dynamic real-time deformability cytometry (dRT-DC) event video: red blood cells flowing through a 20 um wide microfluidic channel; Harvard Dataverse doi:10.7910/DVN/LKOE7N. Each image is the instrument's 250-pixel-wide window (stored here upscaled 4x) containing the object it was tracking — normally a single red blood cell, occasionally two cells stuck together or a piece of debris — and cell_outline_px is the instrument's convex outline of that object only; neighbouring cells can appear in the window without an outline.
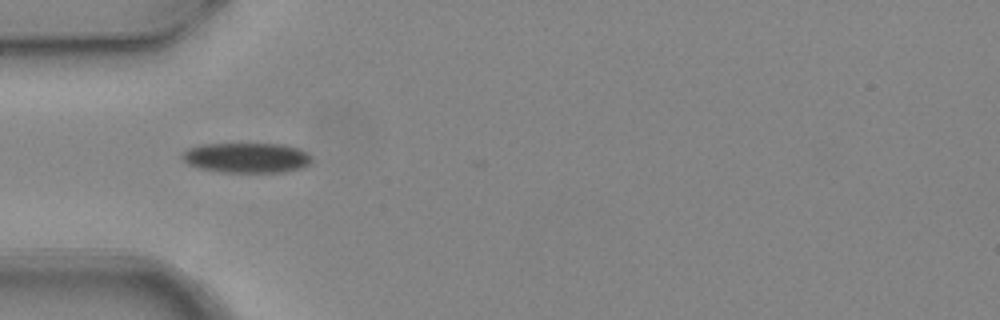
{"species": "common noctule bat (a hibernating species)", "species_latin": "Nyctalus noctula", "temperature_condition": "warm", "stored_images_in_passage": 5, "camera_frame_rate_fps": 3000, "um_per_image_px": 0.085, "animal": {"sex": "female", "body_mass_g": 24.6, "forearm_length_mm": 56.2}, "frame": {"image": 1, "passage_image": 3, "time_ms": 0.667, "image_size_px": [1000, 320], "cell_outline_px": [[312, 160], [304, 168], [284, 172], [220, 172], [200, 168], [188, 164], [180, 156], [188, 148], [200, 144], [284, 144], [296, 148], [304, 152]], "centroid_in_image_um": [20.93, 13.41], "position_along_channel_um": 64.1, "area_um2": 22.6}}
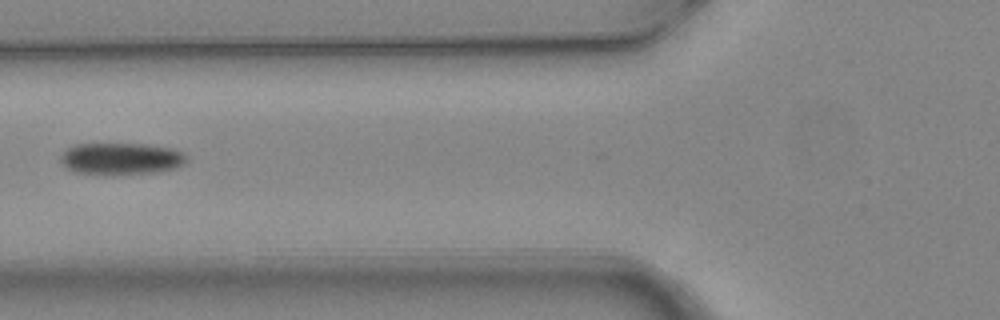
{"frame": {"image": 2, "passage_image": 4, "time_ms": 1.0, "image_size_px": [1000, 320], "cell_outline_px": [[188, 160], [184, 164], [176, 168], [156, 172], [112, 176], [104, 176], [72, 172], [60, 160], [60, 156], [68, 148], [76, 144], [144, 144], [172, 148], [184, 152], [188, 156]], "centroid_in_image_um": [10.32, 13.52], "position_along_channel_um": 115.5, "area_um2": 23.99}}
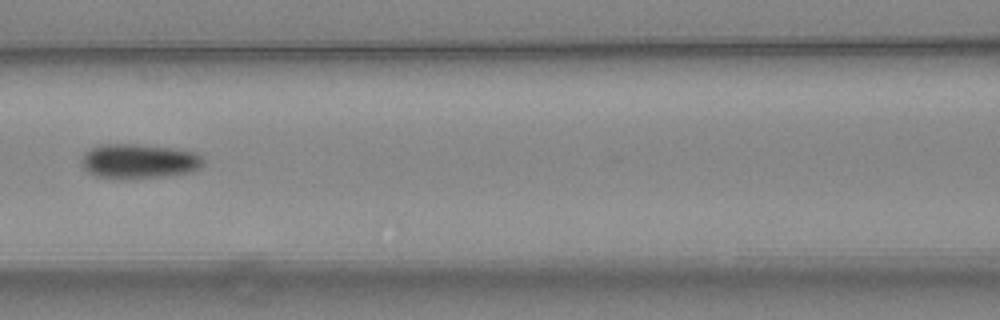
{"frame": {"image": 3, "passage_image": 5, "time_ms": 1.333, "image_size_px": [1000, 320], "cell_outline_px": [[204, 164], [200, 168], [192, 172], [164, 176], [124, 180], [112, 180], [96, 176], [88, 172], [80, 164], [80, 160], [84, 152], [100, 144], [136, 144], [168, 148], [196, 152], [204, 160]], "centroid_in_image_um": [11.76, 13.73], "position_along_channel_um": 154.8, "area_um2": 25.03}}